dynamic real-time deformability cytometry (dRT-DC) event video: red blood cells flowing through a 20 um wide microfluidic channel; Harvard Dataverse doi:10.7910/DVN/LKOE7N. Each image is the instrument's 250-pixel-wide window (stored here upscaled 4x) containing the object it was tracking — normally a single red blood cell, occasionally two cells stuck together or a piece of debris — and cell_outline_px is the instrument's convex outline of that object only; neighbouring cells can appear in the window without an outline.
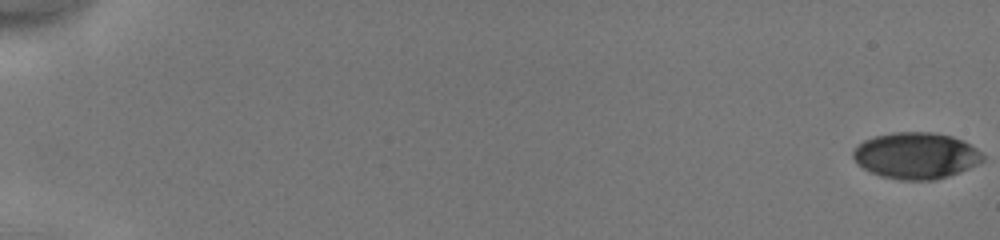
{"species": "human", "species_latin": "Homo sapiens", "temperature_condition": "cold", "stored_images_in_passage": 52, "camera_frame_rate_fps": 3000, "um_per_image_px": 0.085, "donor": {"sex": "male"}, "frame": {"image": 1, "passage_image": 1, "time_ms": 0.0, "image_size_px": [1000, 240], "cell_outline_px": [[984, 160], [960, 172], [936, 180], [900, 180], [880, 176], [856, 164], [852, 156], [852, 152], [864, 140], [876, 136], [892, 132], [932, 132], [952, 136], [964, 140], [976, 148], [984, 156]], "centroid_in_image_um": [77.86, 13.23], "position_along_channel_um": 7.1, "area_um2": 35.08}}
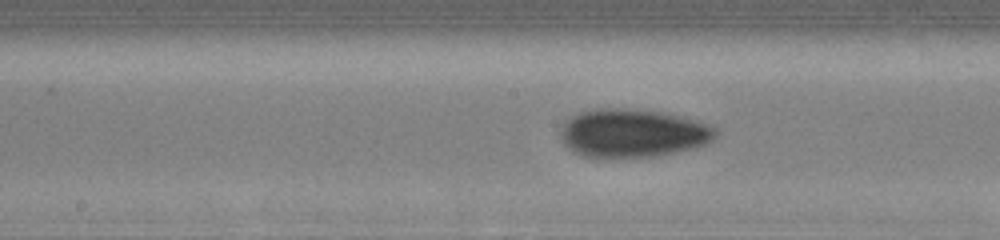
{"frame": {"image": 2, "passage_image": 29, "time_ms": 9.333, "image_size_px": [1000, 240], "cell_outline_px": [[720, 132], [708, 144], [676, 152], [656, 156], [596, 160], [572, 152], [564, 144], [560, 136], [560, 128], [564, 120], [580, 112], [596, 108], [628, 108], [660, 112], [680, 116], [708, 124], [716, 128]], "centroid_in_image_um": [53.73, 11.35], "position_along_channel_um": 194.5, "area_um2": 44.68}}
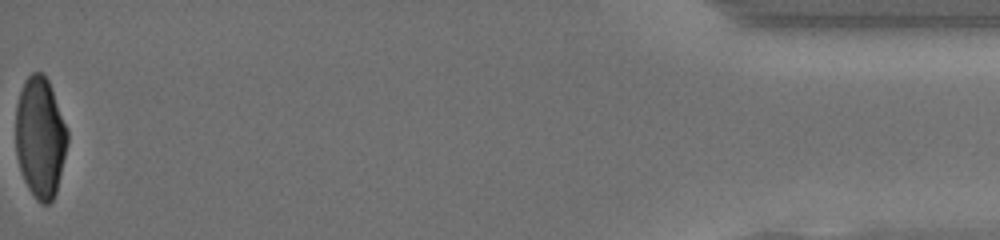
{"frame": {"image": 3, "passage_image": 52, "time_ms": 17.0, "image_size_px": [1000, 240], "cell_outline_px": [[68, 144], [56, 192], [52, 200], [48, 204], [40, 204], [36, 200], [28, 188], [24, 180], [16, 156], [16, 104], [24, 80], [32, 72], [40, 72], [48, 80], [68, 132]], "centroid_in_image_um": [3.41, 11.7], "position_along_channel_um": 431.8, "area_um2": 36.36}, "authors_computed_cell_mechanics": {"area_um2": 38.6682, "velocity_mm_per_s": 4.1814, "shape_relaxation_time_tau1_ms": 4.8045, "shape_relaxation_time_tau2_ms": 1.8884, "deformation_change_tau1": 0.1592, "deformation_change_tau2": 0.0593}}